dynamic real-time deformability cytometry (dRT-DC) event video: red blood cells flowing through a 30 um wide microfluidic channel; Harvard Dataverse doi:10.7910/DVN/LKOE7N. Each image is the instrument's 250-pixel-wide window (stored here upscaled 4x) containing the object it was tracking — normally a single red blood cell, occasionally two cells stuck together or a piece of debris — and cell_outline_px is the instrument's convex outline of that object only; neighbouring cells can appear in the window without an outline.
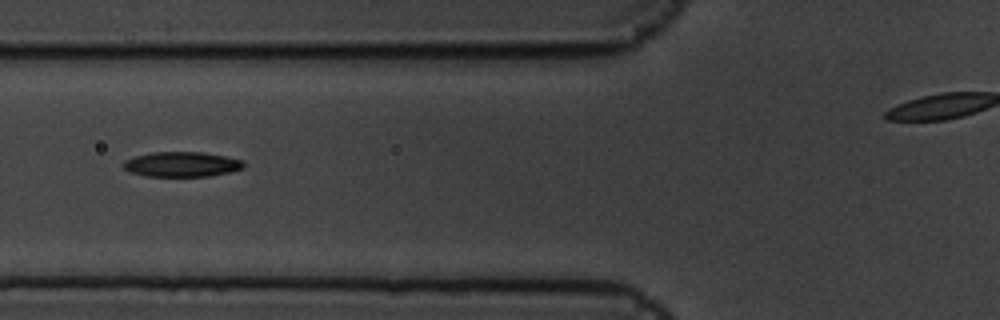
{"species": "common noctule bat (a hibernating species)", "species_latin": "Nyctalus noctula", "temperature_condition": "cold", "stored_images_in_passage": 11, "segment_of_instrument_passage": [1, 2], "camera_frame_rate_fps": 3000, "um_per_image_px": 0.085, "animal": {"sex": "male", "body_mass_g": 19.5, "forearm_length_mm": 54.6}, "frame": {"image": 1, "passage_image": 7, "time_ms": 2.0, "image_size_px": [1000, 320], "cell_outline_px": [[244, 168], [232, 172], [208, 176], [144, 176], [128, 172], [124, 168], [124, 160], [136, 156], [152, 152], [204, 152], [244, 160]], "centroid_in_image_um": [15.47, 13.97], "position_along_channel_um": 110.3, "area_um2": 17.63}}
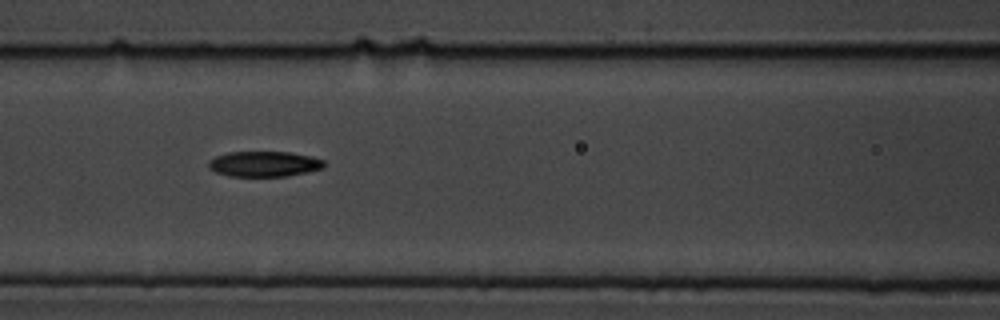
{"frame": {"image": 2, "passage_image": 8, "time_ms": 2.333, "image_size_px": [1000, 320], "cell_outline_px": [[324, 168], [308, 172], [288, 176], [228, 176], [216, 172], [208, 168], [208, 160], [216, 156], [228, 152], [288, 152], [312, 156], [324, 160]], "centroid_in_image_um": [22.45, 13.94], "position_along_channel_um": 144.1, "area_um2": 17.22}}
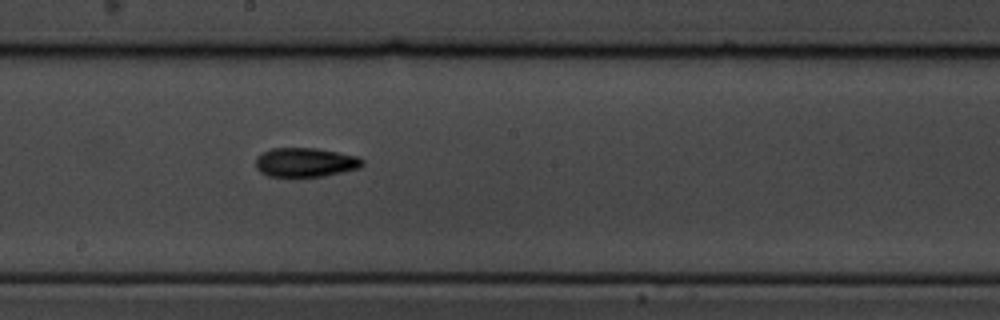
{"frame": {"image": 3, "passage_image": 10, "time_ms": 3.0, "image_size_px": [1000, 320], "cell_outline_px": [[364, 164], [360, 168], [324, 176], [268, 176], [260, 172], [256, 168], [256, 156], [272, 148], [316, 148], [356, 156], [364, 160]], "centroid_in_image_um": [25.95, 13.8], "position_along_channel_um": 222.2, "area_um2": 18.03}}